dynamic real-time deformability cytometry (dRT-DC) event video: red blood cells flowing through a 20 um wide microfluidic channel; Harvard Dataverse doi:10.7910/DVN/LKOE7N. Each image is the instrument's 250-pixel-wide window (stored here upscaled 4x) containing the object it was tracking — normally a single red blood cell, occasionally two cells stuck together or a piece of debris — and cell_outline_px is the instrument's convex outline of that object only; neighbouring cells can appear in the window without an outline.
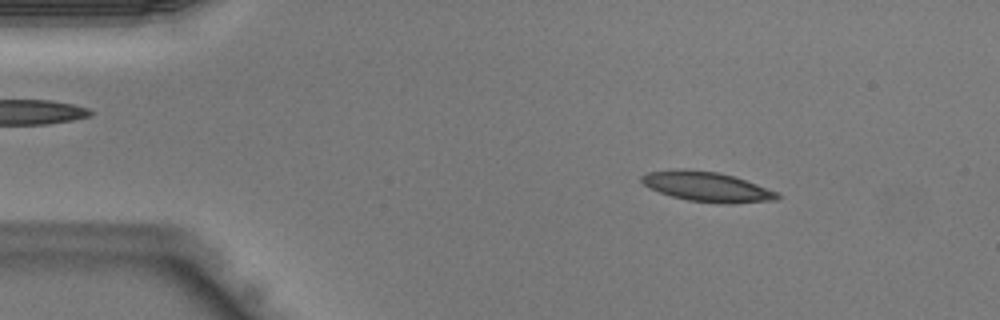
{"species": "Egyptian fruit bat (a non-hibernating species)", "species_latin": "Rousettus aegyptiacus", "temperature_condition": "warm", "stored_images_in_passage": 39, "camera_frame_rate_fps": 3000, "um_per_image_px": 0.085, "animal": {"sex": "male"}, "frame": {"image": 1, "passage_image": 3, "time_ms": 0.667, "image_size_px": [1000, 320], "cell_outline_px": [[780, 196], [776, 200], [732, 204], [724, 204], [688, 200], [672, 196], [660, 192], [644, 184], [640, 180], [640, 176], [648, 172], [680, 168], [684, 168], [716, 172], [732, 176], [756, 184], [776, 192]], "centroid_in_image_um": [60.07, 15.87], "position_along_channel_um": 24.9, "area_um2": 23.35}}
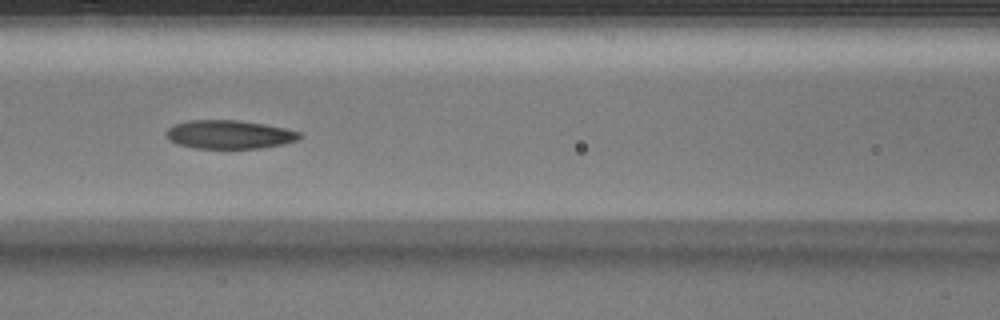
{"frame": {"image": 2, "passage_image": 15, "time_ms": 4.667, "image_size_px": [1000, 320], "cell_outline_px": [[300, 136], [296, 140], [284, 144], [260, 148], [196, 148], [180, 144], [172, 140], [168, 136], [168, 128], [172, 124], [188, 120], [240, 120], [264, 124], [284, 128], [300, 132]], "centroid_in_image_um": [19.5, 11.42], "position_along_channel_um": 147.1, "area_um2": 21.91}}
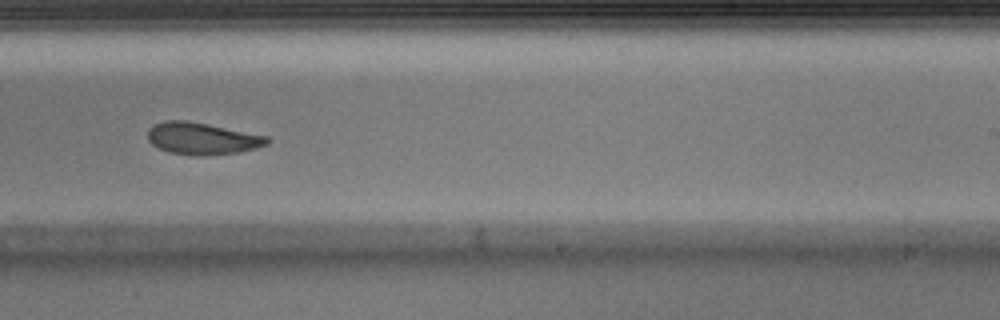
{"frame": {"image": 3, "passage_image": 23, "time_ms": 7.333, "image_size_px": [1000, 320], "cell_outline_px": [[272, 140], [268, 144], [256, 148], [240, 152], [204, 156], [192, 156], [168, 152], [152, 144], [148, 140], [148, 128], [152, 124], [164, 120], [188, 120], [268, 136]], "centroid_in_image_um": [17.18, 11.77], "position_along_channel_um": 271.8, "area_um2": 22.6}}